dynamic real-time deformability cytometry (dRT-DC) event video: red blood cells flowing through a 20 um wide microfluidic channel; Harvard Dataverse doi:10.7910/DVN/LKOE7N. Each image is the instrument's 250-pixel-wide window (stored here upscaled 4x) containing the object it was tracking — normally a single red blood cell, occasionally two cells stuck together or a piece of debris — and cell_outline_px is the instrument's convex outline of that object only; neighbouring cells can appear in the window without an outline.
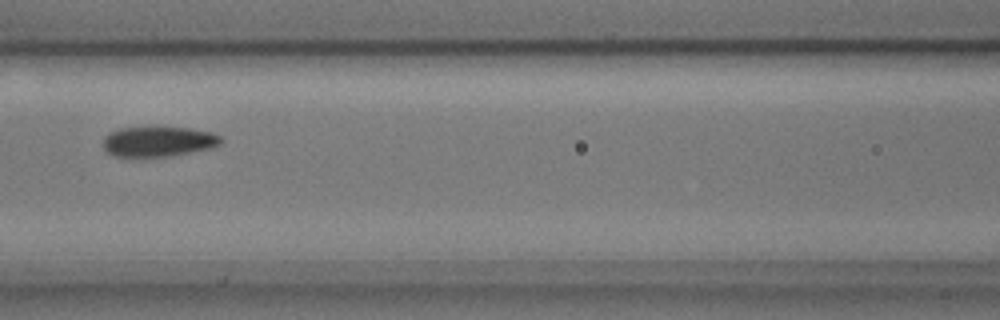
{"species": "common noctule bat (a hibernating species)", "species_latin": "Nyctalus noctula", "temperature_condition": "cold", "stored_images_in_passage": 8, "camera_frame_rate_fps": 3000, "um_per_image_px": 0.085, "animal": {"sex": "male", "body_mass_g": 17.9, "forearm_length_mm": 54.2}, "frame": {"image": 1, "passage_image": 6, "time_ms": 1.667, "image_size_px": [1000, 320], "cell_outline_px": [[224, 140], [220, 144], [212, 148], [172, 156], [112, 156], [104, 148], [104, 136], [108, 132], [120, 128], [192, 128], [212, 132], [220, 136]], "centroid_in_image_um": [13.49, 12.03], "position_along_channel_um": 153.1, "area_um2": 20.63}}
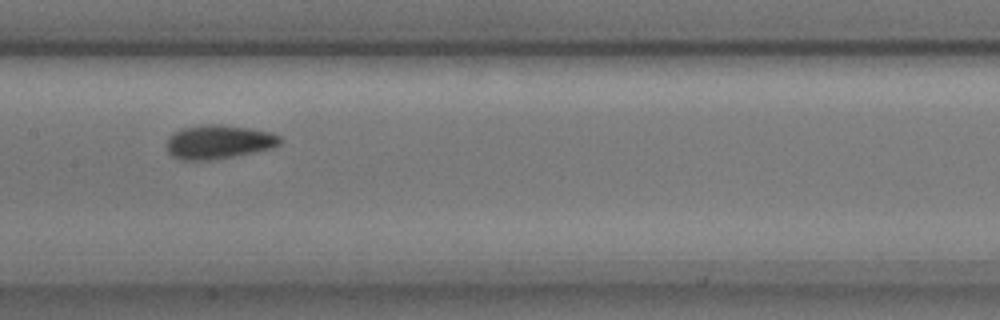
{"frame": {"image": 2, "passage_image": 7, "time_ms": 2.0, "image_size_px": [1000, 320], "cell_outline_px": [[280, 144], [272, 148], [216, 160], [184, 160], [172, 156], [168, 152], [168, 136], [180, 128], [204, 124], [220, 124], [252, 128], [268, 132], [280, 136]], "centroid_in_image_um": [18.57, 12.06], "position_along_channel_um": 188.8, "area_um2": 22.48}}
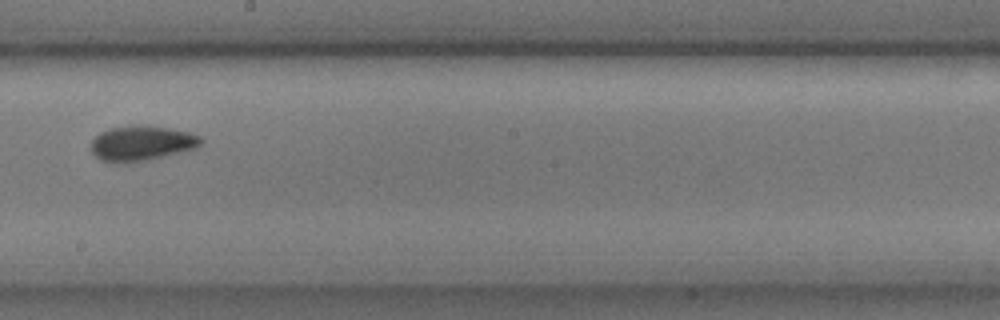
{"frame": {"image": 3, "passage_image": 8, "time_ms": 2.333, "image_size_px": [1000, 320], "cell_outline_px": [[204, 140], [196, 148], [148, 160], [128, 164], [100, 160], [92, 152], [92, 140], [100, 132], [112, 128], [144, 124], [168, 128], [188, 132], [200, 136]], "centroid_in_image_um": [12.04, 12.18], "position_along_channel_um": 236.2, "area_um2": 22.43}}